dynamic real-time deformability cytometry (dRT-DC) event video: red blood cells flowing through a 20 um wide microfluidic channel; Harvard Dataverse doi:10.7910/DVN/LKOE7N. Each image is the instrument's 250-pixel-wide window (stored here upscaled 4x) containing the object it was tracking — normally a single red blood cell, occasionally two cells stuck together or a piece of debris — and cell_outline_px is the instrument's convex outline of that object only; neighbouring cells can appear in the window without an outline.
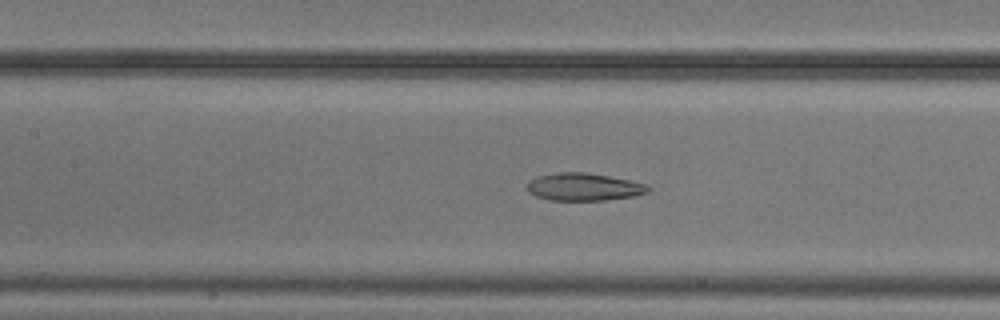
{"species": "common noctule bat (a hibernating species)", "species_latin": "Nyctalus noctula", "temperature_condition": "cold", "stored_images_in_passage": 31, "camera_frame_rate_fps": 3000, "um_per_image_px": 0.085, "animal": {"sex": "male", "body_mass_g": 20.5, "forearm_length_mm": 52.5}, "frame": {"image": 1, "passage_image": 11, "time_ms": 3.333, "image_size_px": [1000, 320], "cell_outline_px": [[652, 188], [648, 192], [632, 196], [604, 200], [548, 200], [536, 196], [528, 192], [528, 180], [536, 176], [560, 172], [584, 172], [608, 176], [648, 184]], "centroid_in_image_um": [49.61, 15.88], "position_along_channel_um": 157.8, "area_um2": 19.42}}
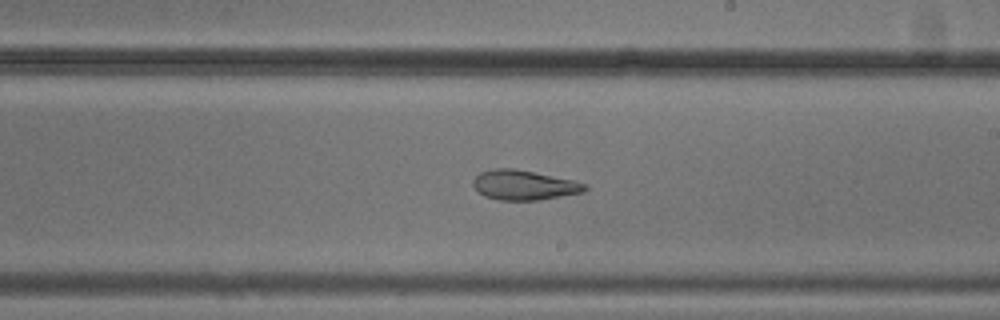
{"frame": {"image": 2, "passage_image": 18, "time_ms": 5.667, "image_size_px": [1000, 320], "cell_outline_px": [[588, 188], [584, 192], [540, 200], [500, 200], [484, 196], [472, 184], [472, 180], [480, 172], [496, 168], [512, 168], [572, 180], [588, 184]], "centroid_in_image_um": [44.55, 15.74], "position_along_channel_um": 244.5, "area_um2": 19.25}}
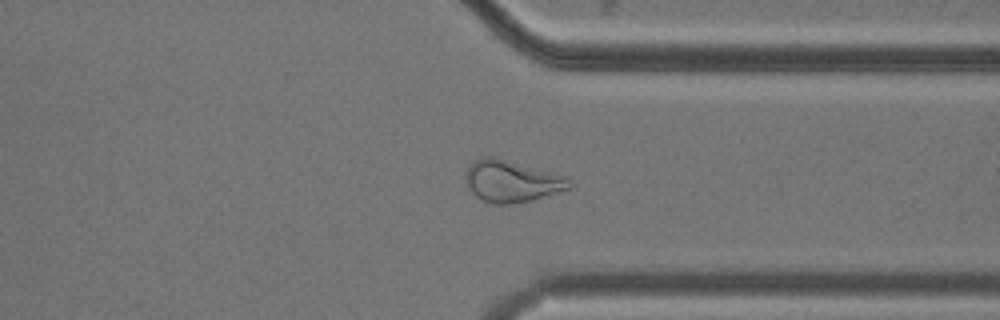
{"frame": {"image": 3, "passage_image": 28, "time_ms": 9.0, "image_size_px": [1000, 320], "cell_outline_px": [[572, 188], [532, 200], [508, 204], [492, 204], [476, 196], [468, 188], [468, 168], [480, 156], [492, 156], [564, 176], [572, 184]], "centroid_in_image_um": [43.51, 15.42], "position_along_channel_um": 367.9, "area_um2": 24.57}}